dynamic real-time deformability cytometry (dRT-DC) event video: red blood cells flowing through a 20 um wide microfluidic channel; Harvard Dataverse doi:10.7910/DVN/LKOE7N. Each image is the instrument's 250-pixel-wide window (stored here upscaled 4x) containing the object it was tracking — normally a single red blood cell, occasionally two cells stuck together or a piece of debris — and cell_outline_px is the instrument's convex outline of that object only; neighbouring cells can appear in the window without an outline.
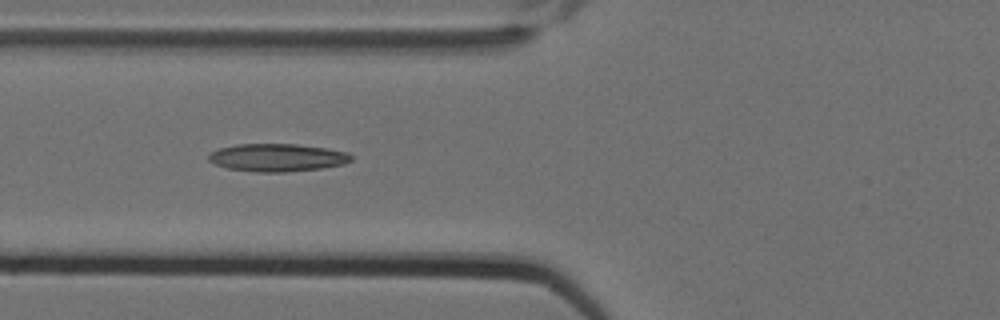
{"species": "Egyptian fruit bat (a non-hibernating species)", "species_latin": "Rousettus aegyptiacus", "temperature_condition": "cold", "stored_images_in_passage": 3, "camera_frame_rate_fps": 3000, "um_per_image_px": 0.085, "animal": {"sex": "female"}, "frame": {"image": 1, "passage_image": 2, "time_ms": 0.333, "image_size_px": [1000, 320], "cell_outline_px": [[352, 160], [344, 164], [320, 168], [284, 172], [256, 172], [228, 168], [216, 164], [208, 160], [208, 152], [220, 148], [236, 144], [296, 144], [324, 148], [348, 152], [352, 156]], "centroid_in_image_um": [23.55, 13.39], "position_along_channel_um": 102.3, "area_um2": 23.0}}
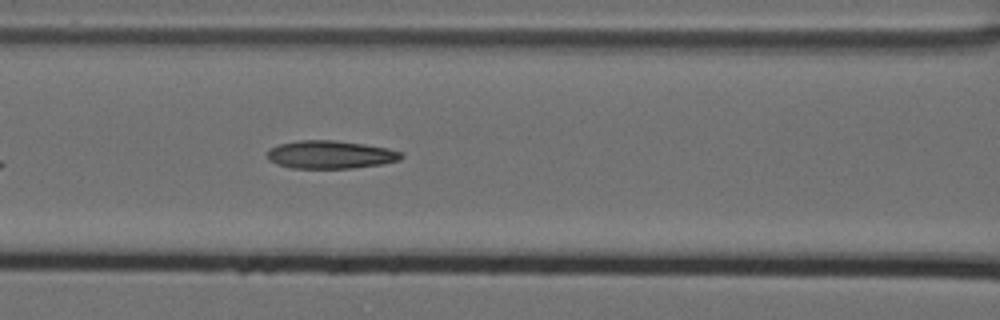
{"frame": {"image": 2, "passage_image": 3, "time_ms": 0.667, "image_size_px": [1000, 320], "cell_outline_px": [[404, 156], [400, 160], [380, 164], [352, 168], [292, 168], [276, 164], [268, 160], [268, 148], [280, 144], [300, 140], [336, 140], [364, 144], [388, 148], [404, 152]], "centroid_in_image_um": [28.1, 13.14], "position_along_channel_um": 138.5, "area_um2": 21.96}}